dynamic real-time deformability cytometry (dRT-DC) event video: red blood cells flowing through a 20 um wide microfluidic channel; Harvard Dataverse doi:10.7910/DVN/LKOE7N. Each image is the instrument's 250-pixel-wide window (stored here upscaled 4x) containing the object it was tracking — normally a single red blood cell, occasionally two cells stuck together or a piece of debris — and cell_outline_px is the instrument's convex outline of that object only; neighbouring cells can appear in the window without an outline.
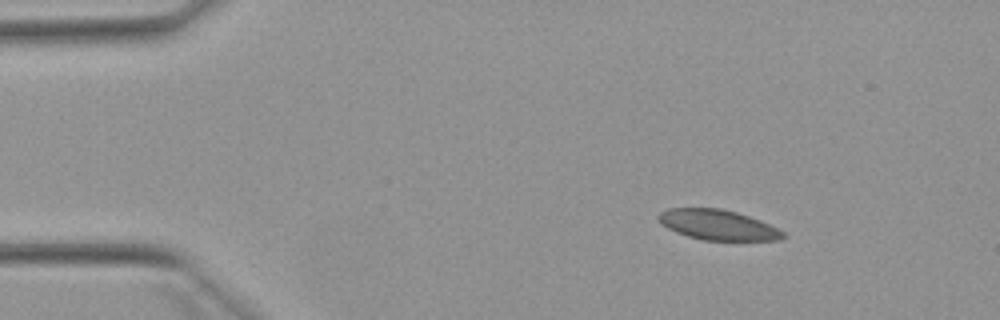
{"species": "Egyptian fruit bat (a non-hibernating species)", "species_latin": "Rousettus aegyptiacus", "temperature_condition": "warm", "stored_images_in_passage": 48, "camera_frame_rate_fps": 3000, "um_per_image_px": 0.085, "animal": {"sex": "female"}, "frame": {"image": 1, "passage_image": 1, "time_ms": 0.0, "image_size_px": [1000, 320], "cell_outline_px": [[784, 236], [780, 240], [704, 240], [688, 236], [676, 232], [660, 224], [656, 216], [660, 212], [668, 208], [720, 208], [736, 212], [760, 220], [784, 232]], "centroid_in_image_um": [60.96, 19.1], "position_along_channel_um": 24.0, "area_um2": 21.79}}
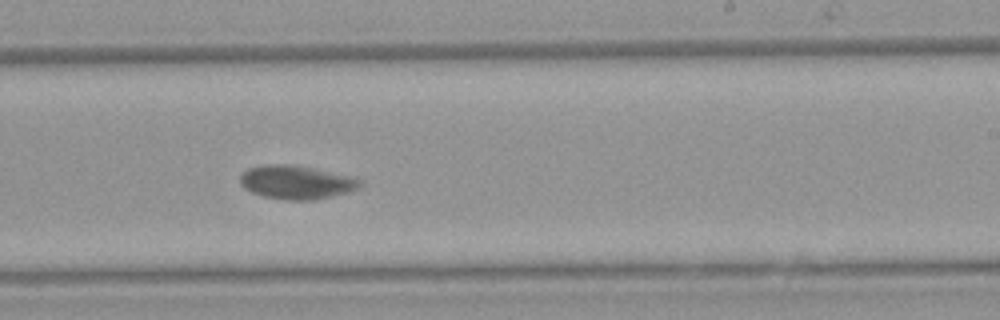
{"frame": {"image": 2, "passage_image": 26, "time_ms": 8.333, "image_size_px": [1000, 320], "cell_outline_px": [[364, 184], [348, 192], [316, 200], [284, 200], [264, 196], [252, 192], [244, 188], [240, 184], [240, 172], [248, 168], [268, 164], [296, 164], [348, 176], [364, 180]], "centroid_in_image_um": [25.17, 15.49], "position_along_channel_um": 263.8, "area_um2": 23.64}}
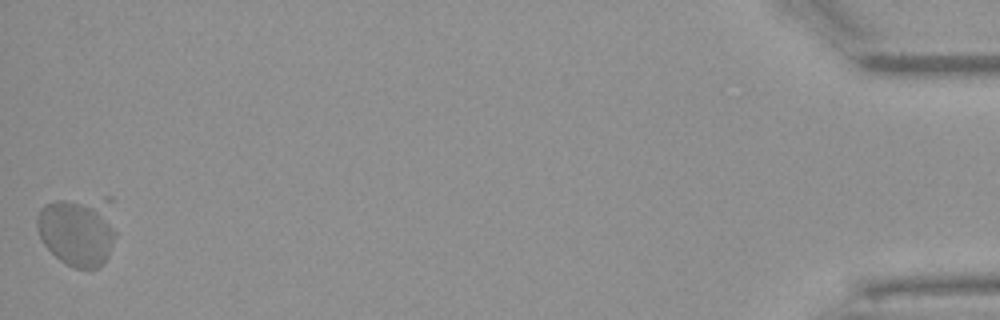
{"frame": {"image": 3, "passage_image": 47, "time_ms": 15.333, "image_size_px": [1000, 320], "cell_outline_px": [[116, 232], [108, 256], [96, 268], [76, 268], [60, 260], [44, 244], [36, 228], [36, 216], [40, 208], [44, 204], [56, 200], [104, 196], [112, 196]], "centroid_in_image_um": [6.66, 19.53], "position_along_channel_um": 428.5, "area_um2": 33.06}}